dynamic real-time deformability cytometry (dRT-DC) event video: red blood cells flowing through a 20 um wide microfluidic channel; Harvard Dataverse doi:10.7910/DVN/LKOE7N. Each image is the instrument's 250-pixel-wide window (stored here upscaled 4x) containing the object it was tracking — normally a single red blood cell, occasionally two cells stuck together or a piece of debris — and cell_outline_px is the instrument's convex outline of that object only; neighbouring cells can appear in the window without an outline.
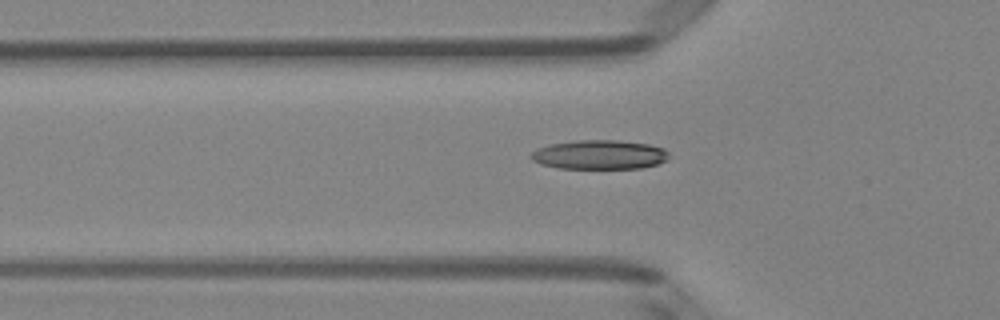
{"species": "Egyptian fruit bat (a non-hibernating species)", "species_latin": "Rousettus aegyptiacus", "temperature_condition": "room temperature", "stored_images_in_passage": 51, "camera_frame_rate_fps": 3000, "um_per_image_px": 0.085, "animal": {"sex": "female"}, "frame": {"image": 1, "passage_image": 17, "time_ms": 5.333, "image_size_px": [1000, 320], "cell_outline_px": [[668, 160], [644, 168], [560, 168], [540, 164], [532, 160], [528, 156], [536, 148], [552, 144], [576, 140], [616, 140], [648, 144], [664, 148], [668, 152]], "centroid_in_image_um": [50.94, 13.15], "position_along_channel_um": 74.9, "area_um2": 23.52}}
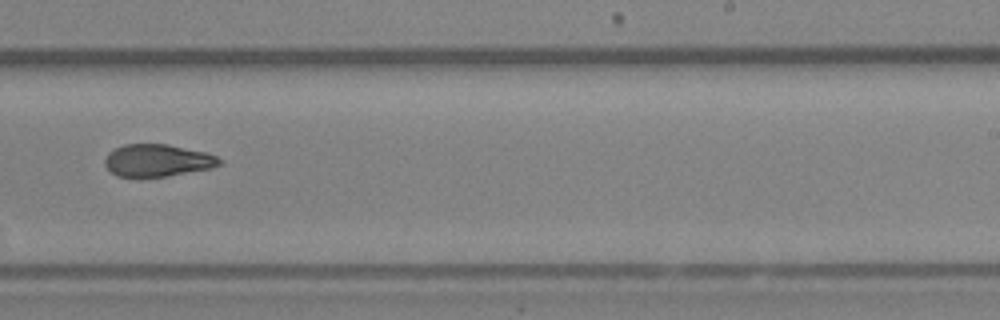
{"frame": {"image": 2, "passage_image": 32, "time_ms": 10.333, "image_size_px": [1000, 320], "cell_outline_px": [[224, 164], [212, 168], [168, 176], [116, 176], [104, 164], [104, 160], [108, 152], [124, 144], [168, 144], [204, 152], [216, 156], [224, 160]], "centroid_in_image_um": [13.42, 13.63], "position_along_channel_um": 275.6, "area_um2": 21.56}}
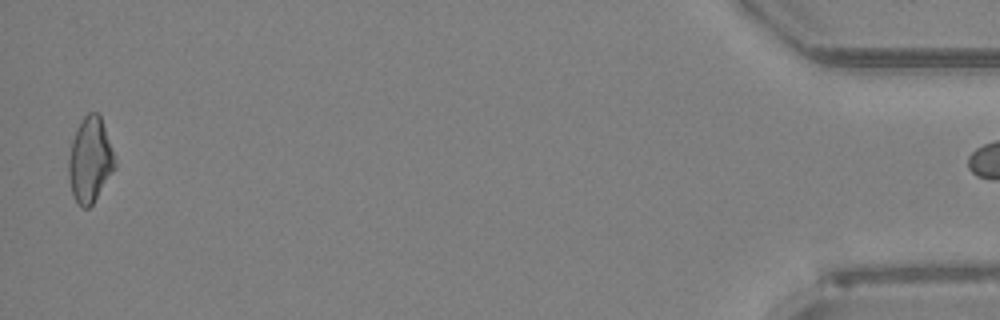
{"frame": {"image": 3, "passage_image": 50, "time_ms": 16.333, "image_size_px": [1000, 320], "cell_outline_px": [[116, 168], [92, 204], [88, 208], [84, 208], [76, 200], [72, 192], [68, 176], [68, 156], [72, 140], [76, 128], [84, 116], [88, 112], [96, 112], [100, 116], [116, 160]], "centroid_in_image_um": [7.65, 13.58], "position_along_channel_um": 427.6, "area_um2": 22.77}}